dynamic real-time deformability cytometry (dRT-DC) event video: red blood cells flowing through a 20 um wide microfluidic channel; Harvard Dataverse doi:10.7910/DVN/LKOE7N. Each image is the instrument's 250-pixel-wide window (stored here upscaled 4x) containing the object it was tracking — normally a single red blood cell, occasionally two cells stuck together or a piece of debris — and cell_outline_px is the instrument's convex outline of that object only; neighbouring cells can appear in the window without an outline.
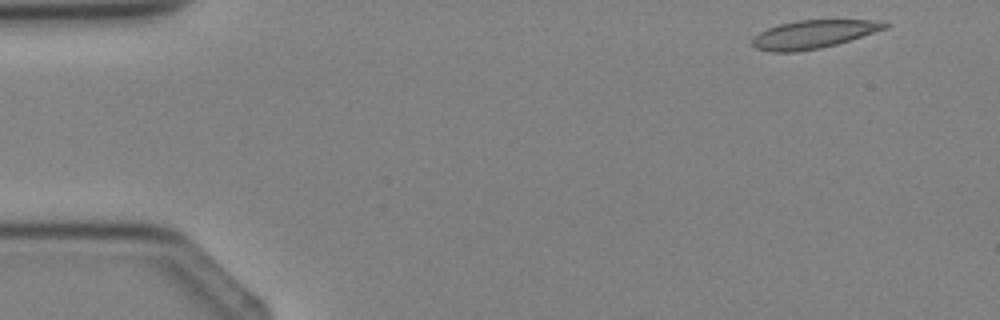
{"species": "Egyptian fruit bat (a non-hibernating species)", "species_latin": "Rousettus aegyptiacus", "temperature_condition": "cold", "stored_images_in_passage": 3, "camera_frame_rate_fps": 3000, "um_per_image_px": 0.085, "animal": {"sex": "female"}, "frame": {"image": 1, "passage_image": 1, "time_ms": 0.0, "image_size_px": [1000, 320], "cell_outline_px": [[892, 24], [888, 28], [836, 44], [820, 48], [792, 52], [772, 52], [756, 48], [752, 44], [752, 40], [760, 32], [768, 28], [780, 24], [800, 20], [872, 20]], "centroid_in_image_um": [69.16, 2.91], "position_along_channel_um": 15.8, "area_um2": 21.5}}
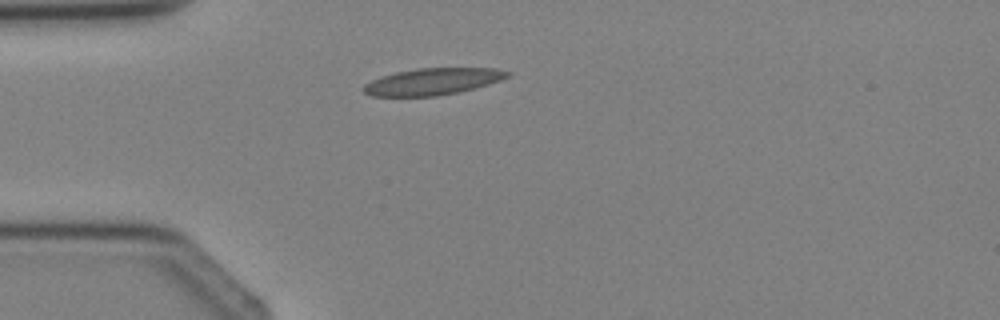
{"frame": {"image": 2, "passage_image": 3, "time_ms": 2.333, "image_size_px": [1000, 320], "cell_outline_px": [[512, 76], [488, 84], [456, 92], [436, 96], [372, 96], [364, 92], [360, 88], [364, 84], [380, 76], [396, 72], [416, 68], [496, 68], [512, 72]], "centroid_in_image_um": [36.76, 6.92], "position_along_channel_um": 48.2, "area_um2": 22.43}}